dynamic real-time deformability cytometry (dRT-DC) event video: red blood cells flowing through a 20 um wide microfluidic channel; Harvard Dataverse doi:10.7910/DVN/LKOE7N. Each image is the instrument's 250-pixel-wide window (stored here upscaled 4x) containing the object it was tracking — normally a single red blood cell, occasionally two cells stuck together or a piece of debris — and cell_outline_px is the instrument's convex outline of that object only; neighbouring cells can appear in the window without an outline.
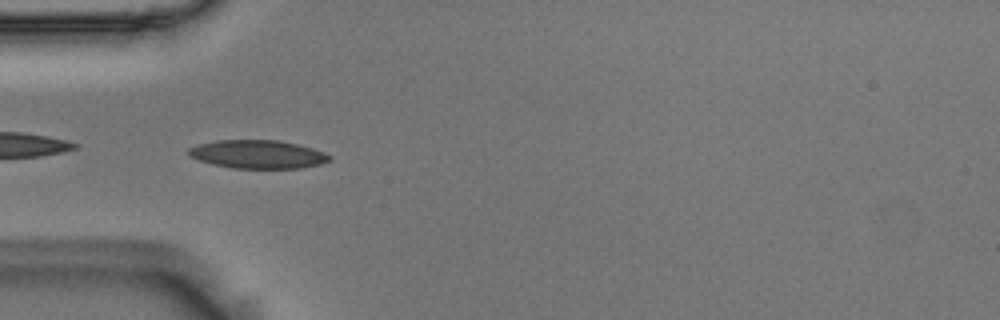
{"species": "Egyptian fruit bat (a non-hibernating species)", "species_latin": "Rousettus aegyptiacus", "temperature_condition": "room temperature", "stored_images_in_passage": 7, "camera_frame_rate_fps": 3000, "um_per_image_px": 0.085, "animal": {"sex": "male"}, "frame": {"image": 1, "passage_image": 1, "time_ms": 0.0, "image_size_px": [1000, 320], "cell_outline_px": [[332, 160], [320, 164], [300, 168], [232, 168], [212, 164], [188, 156], [188, 148], [196, 144], [216, 140], [276, 140], [296, 144], [312, 148], [324, 152], [332, 156]], "centroid_in_image_um": [21.89, 13.11], "position_along_channel_um": 63.1, "area_um2": 23.35}}
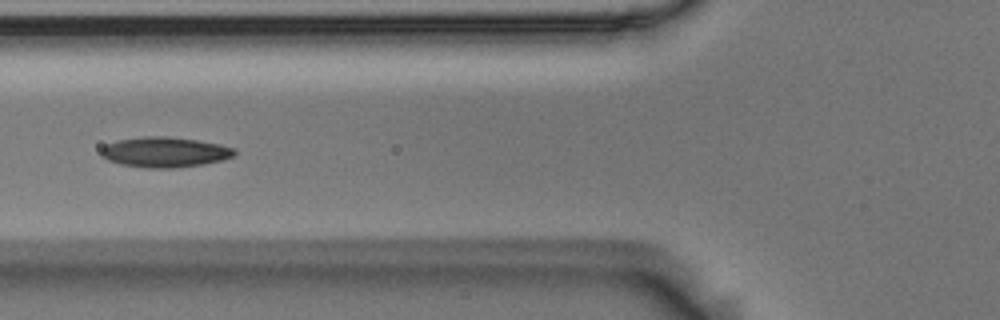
{"frame": {"image": 2, "passage_image": 5, "time_ms": 1.333, "image_size_px": [1000, 320], "cell_outline_px": [[236, 152], [232, 156], [224, 160], [204, 164], [172, 168], [144, 168], [120, 164], [108, 160], [100, 156], [100, 148], [116, 140], [144, 136], [168, 136], [196, 140], [220, 144], [236, 148]], "centroid_in_image_um": [13.99, 12.93], "position_along_channel_um": 111.8, "area_um2": 23.76}}